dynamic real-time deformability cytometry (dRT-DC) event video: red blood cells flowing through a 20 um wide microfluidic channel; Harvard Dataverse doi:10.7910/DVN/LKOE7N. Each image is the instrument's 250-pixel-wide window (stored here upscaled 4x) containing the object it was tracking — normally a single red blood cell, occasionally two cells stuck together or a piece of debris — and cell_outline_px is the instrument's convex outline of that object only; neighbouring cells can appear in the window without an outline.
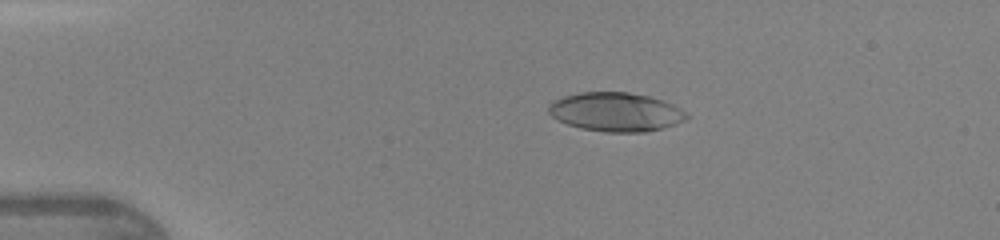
{"species": "human", "species_latin": "Homo sapiens", "temperature_condition": "warm", "stored_images_in_passage": 38, "camera_frame_rate_fps": 3000, "um_per_image_px": 0.085, "donor": {"sex": "female"}, "frame": {"image": 1, "passage_image": 3, "time_ms": 0.667, "image_size_px": [1000, 240], "cell_outline_px": [[688, 116], [684, 120], [676, 124], [664, 128], [644, 132], [604, 132], [580, 128], [568, 124], [552, 116], [548, 112], [548, 104], [564, 96], [580, 92], [628, 92], [648, 96], [672, 104], [680, 108]], "centroid_in_image_um": [52.33, 9.52], "position_along_channel_um": 32.7, "area_um2": 31.1}}
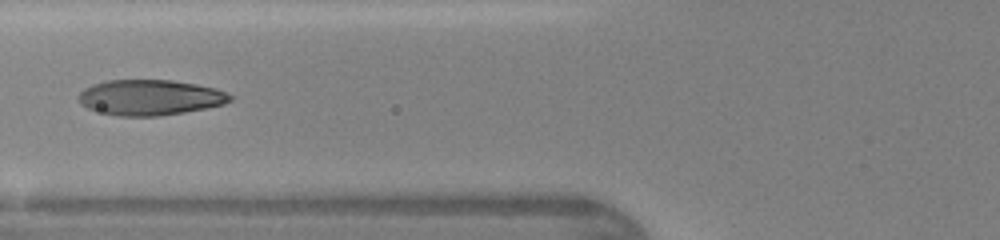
{"frame": {"image": 2, "passage_image": 12, "time_ms": 3.667, "image_size_px": [1000, 240], "cell_outline_px": [[232, 100], [224, 104], [184, 112], [160, 116], [116, 116], [88, 108], [80, 104], [80, 92], [84, 88], [92, 84], [108, 80], [172, 80], [196, 84], [216, 88], [232, 96]], "centroid_in_image_um": [12.75, 8.28], "position_along_channel_um": 113.0, "area_um2": 31.21}}
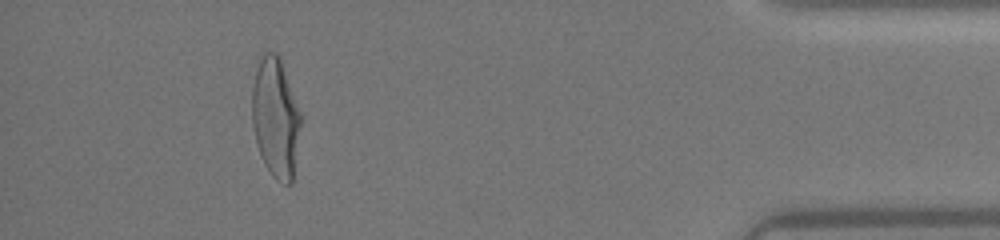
{"frame": {"image": 3, "passage_image": 35, "time_ms": 11.333, "image_size_px": [1000, 240], "cell_outline_px": [[300, 124], [292, 184], [284, 184], [276, 180], [272, 176], [264, 164], [256, 144], [252, 124], [252, 88], [256, 68], [260, 56], [264, 52], [276, 52], [280, 56], [300, 112]], "centroid_in_image_um": [23.4, 9.99], "position_along_channel_um": 411.8, "area_um2": 33.99}}